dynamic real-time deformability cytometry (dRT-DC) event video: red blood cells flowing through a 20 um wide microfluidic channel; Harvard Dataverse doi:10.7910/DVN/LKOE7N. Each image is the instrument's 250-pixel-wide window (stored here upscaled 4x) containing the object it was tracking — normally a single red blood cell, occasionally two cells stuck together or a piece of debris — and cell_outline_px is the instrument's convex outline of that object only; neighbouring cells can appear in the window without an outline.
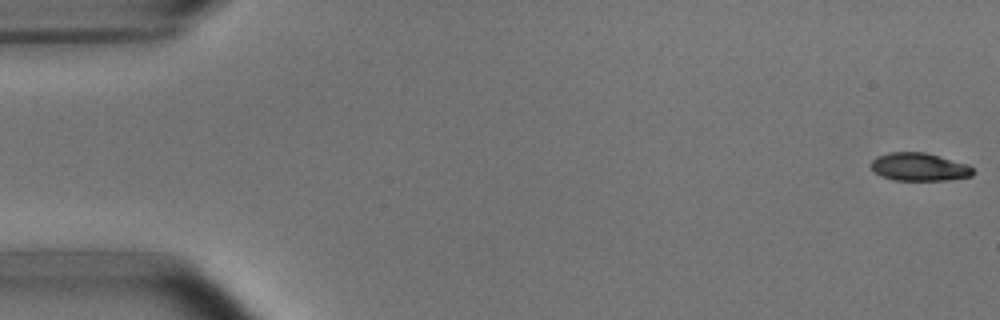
{"species": "common noctule bat (a hibernating species)", "species_latin": "Nyctalus noctula", "temperature_condition": "room temperature", "stored_images_in_passage": 5, "camera_frame_rate_fps": 3000, "um_per_image_px": 0.085, "animal": {"sex": "male", "body_mass_g": 15.6}, "frame": {"image": 1, "passage_image": 1, "time_ms": 0.0, "image_size_px": [1000, 320], "cell_outline_px": [[972, 176], [948, 180], [892, 180], [880, 176], [872, 172], [868, 164], [876, 156], [888, 152], [924, 152], [940, 156], [968, 164], [972, 168]], "centroid_in_image_um": [78.05, 14.19], "position_along_channel_um": 6.9, "area_um2": 16.94}}
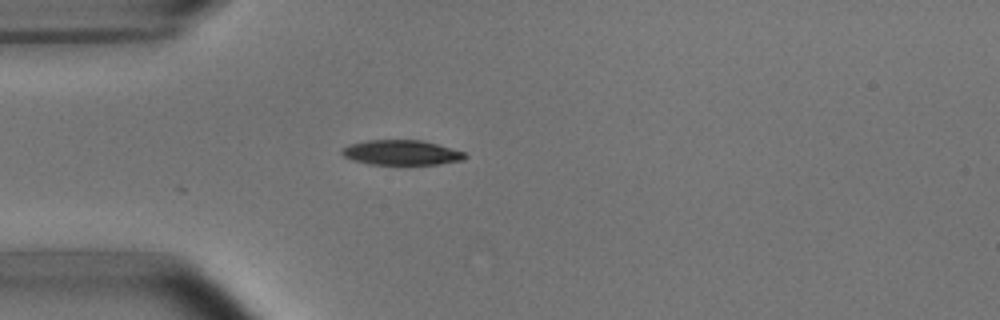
{"frame": {"image": 2, "passage_image": 5, "time_ms": 4.667, "image_size_px": [1000, 320], "cell_outline_px": [[468, 156], [464, 160], [440, 164], [368, 164], [344, 156], [340, 152], [344, 148], [352, 144], [368, 140], [424, 140], [464, 152]], "centroid_in_image_um": [34.18, 12.97], "position_along_channel_um": 50.8, "area_um2": 17.69}}